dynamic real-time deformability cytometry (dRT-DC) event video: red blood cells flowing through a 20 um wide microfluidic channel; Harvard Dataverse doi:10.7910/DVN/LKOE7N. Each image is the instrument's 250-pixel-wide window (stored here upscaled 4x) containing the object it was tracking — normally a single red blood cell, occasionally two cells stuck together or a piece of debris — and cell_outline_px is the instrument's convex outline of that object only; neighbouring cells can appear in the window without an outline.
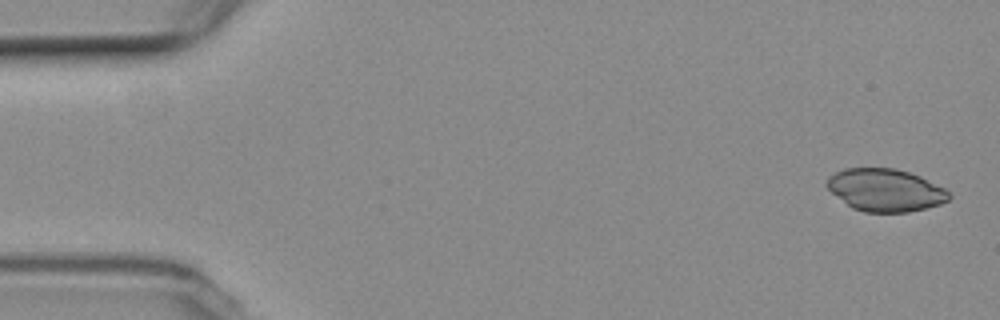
{"species": "common noctule bat (a hibernating species)", "species_latin": "Nyctalus noctula", "temperature_condition": "room temperature", "stored_images_in_passage": 5, "camera_frame_rate_fps": 3000, "um_per_image_px": 0.085, "animal": {"sex": "female", "body_mass_g": 19.3, "forearm_length_mm": 54.1}, "frame": {"image": 1, "passage_image": 1, "time_ms": 0.0, "image_size_px": [1000, 320], "cell_outline_px": [[952, 196], [948, 200], [940, 204], [908, 212], [864, 212], [852, 208], [832, 192], [824, 184], [828, 176], [844, 168], [896, 168], [920, 176], [944, 188]], "centroid_in_image_um": [75.23, 16.15], "position_along_channel_um": 9.8, "area_um2": 30.17}}